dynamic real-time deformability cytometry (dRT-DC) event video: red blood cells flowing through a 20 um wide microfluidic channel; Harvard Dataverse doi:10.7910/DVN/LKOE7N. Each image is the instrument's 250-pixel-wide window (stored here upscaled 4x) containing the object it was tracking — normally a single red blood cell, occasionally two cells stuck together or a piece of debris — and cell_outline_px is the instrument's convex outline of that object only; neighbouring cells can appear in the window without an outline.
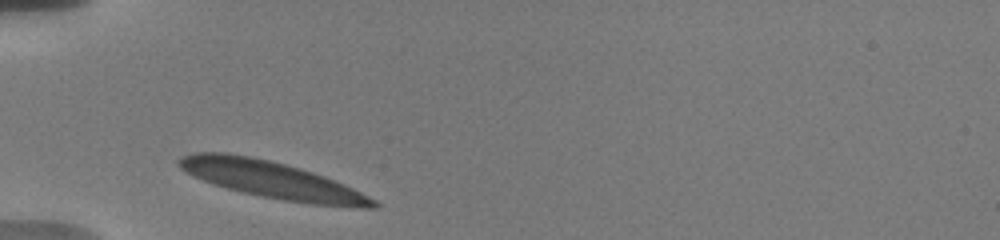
{"species": "human", "species_latin": "Homo sapiens", "temperature_condition": "warm", "stored_images_in_passage": 28, "camera_frame_rate_fps": 3000, "um_per_image_px": 0.085, "donor": {"sex": "male"}, "frame": {"image": 1, "passage_image": 1, "time_ms": 0.0, "image_size_px": [1000, 240], "cell_outline_px": [[380, 204], [376, 208], [364, 208], [312, 204], [284, 200], [244, 192], [228, 188], [204, 180], [180, 168], [176, 164], [176, 160], [192, 152], [228, 152], [252, 156], [300, 168], [324, 176], [344, 184], [376, 200]], "centroid_in_image_um": [23.13, 15.27], "position_along_channel_um": 61.9, "area_um2": 41.21}}
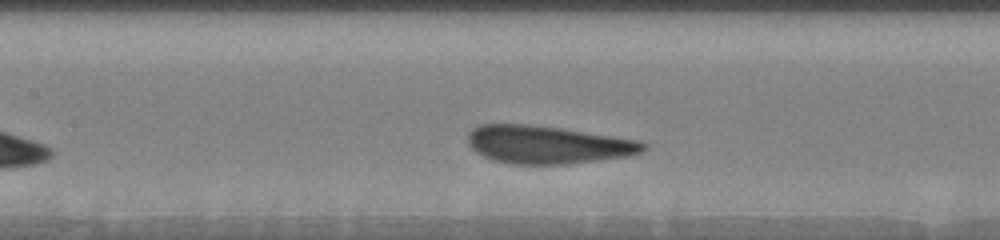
{"frame": {"image": 2, "passage_image": 10, "time_ms": 3.0, "image_size_px": [1000, 240], "cell_outline_px": [[648, 148], [640, 152], [628, 156], [568, 164], [512, 164], [492, 160], [476, 152], [468, 144], [468, 132], [472, 128], [480, 124], [528, 124], [560, 128], [636, 140], [648, 144]], "centroid_in_image_um": [46.51, 12.3], "position_along_channel_um": 160.9, "area_um2": 38.67}}
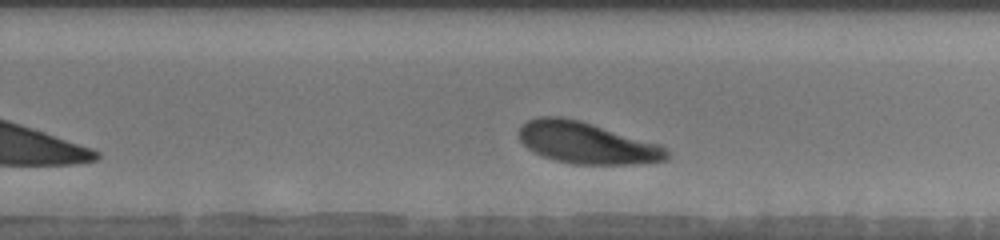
{"frame": {"image": 3, "passage_image": 20, "time_ms": 6.333, "image_size_px": [1000, 240], "cell_outline_px": [[668, 156], [664, 160], [640, 164], [572, 164], [556, 160], [544, 156], [528, 148], [520, 140], [520, 128], [528, 120], [540, 116], [560, 116], [580, 120], [660, 144], [668, 152]], "centroid_in_image_um": [49.88, 12.14], "position_along_channel_um": 279.9, "area_um2": 35.49}, "authors_computed_cell_mechanics": {"area_um2": 38.5526, "velocity_mm_per_s": 3.5761, "shape_relaxation_time_tau1_ms": 3.6369, "shape_relaxation_time_tau2_ms": null, "deformation_change_tau1": 0.1427, "deformation_change_tau2": null}}